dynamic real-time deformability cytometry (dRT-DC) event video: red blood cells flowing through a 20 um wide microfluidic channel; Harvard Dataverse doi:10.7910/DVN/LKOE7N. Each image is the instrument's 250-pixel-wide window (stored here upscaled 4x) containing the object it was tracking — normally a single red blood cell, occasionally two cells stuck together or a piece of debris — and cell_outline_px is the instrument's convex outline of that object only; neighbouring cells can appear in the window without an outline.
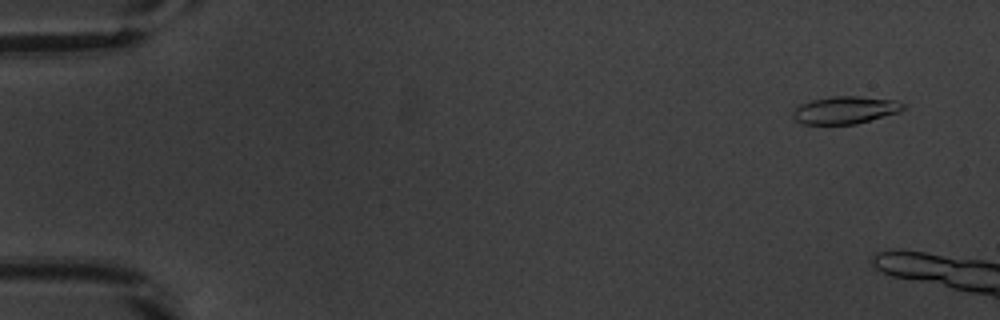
{"species": "common noctule bat (a hibernating species)", "species_latin": "Nyctalus noctula", "temperature_condition": "warm", "stored_images_in_passage": 13, "camera_frame_rate_fps": 3000, "um_per_image_px": 0.085, "animal": {"sex": "male", "body_mass_g": 20.1, "forearm_length_mm": 53.5}, "frame": {"image": 1, "passage_image": 4, "time_ms": 1.0, "image_size_px": [1000, 320], "cell_outline_px": [[904, 108], [900, 112], [856, 124], [804, 124], [796, 120], [792, 116], [792, 112], [800, 104], [812, 100], [832, 96], [860, 96], [896, 100], [904, 104]], "centroid_in_image_um": [71.85, 9.35], "position_along_channel_um": 13.2, "area_um2": 17.69}}